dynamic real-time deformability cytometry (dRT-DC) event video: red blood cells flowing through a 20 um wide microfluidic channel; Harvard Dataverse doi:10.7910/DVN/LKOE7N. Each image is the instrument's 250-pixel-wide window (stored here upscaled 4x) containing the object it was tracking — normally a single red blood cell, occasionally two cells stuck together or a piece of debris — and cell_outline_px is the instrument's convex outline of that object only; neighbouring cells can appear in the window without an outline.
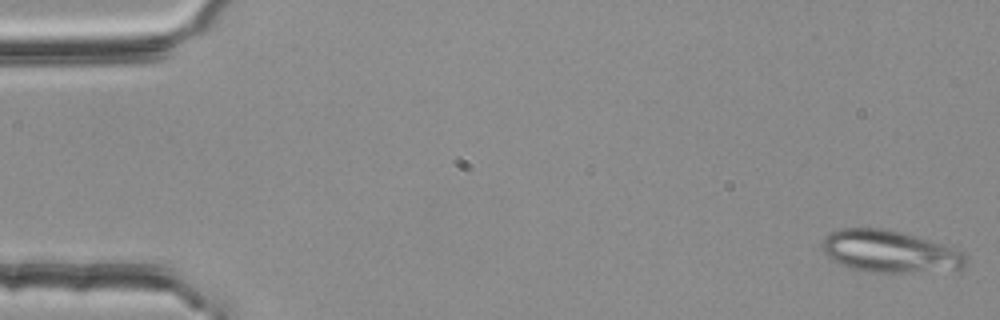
{"species": "common noctule bat (a hibernating species)", "species_latin": "Nyctalus noctula", "temperature_condition": "room temperature", "stored_images_in_passage": 52, "segment_of_instrument_passage": [1, 2], "camera_frame_rate_fps": 3000, "um_per_image_px": 0.085, "animal": {"sex": "female", "body_mass_g": 25.1}, "frame": {"image": 1, "passage_image": 1, "time_ms": 0.0, "image_size_px": [1000, 320], "cell_outline_px": [[968, 264], [964, 268], [900, 272], [868, 272], [852, 268], [840, 264], [832, 260], [824, 252], [824, 240], [832, 232], [840, 228], [884, 228], [900, 232], [964, 252], [968, 256]], "centroid_in_image_um": [75.62, 21.38], "position_along_channel_um": 9.4, "area_um2": 34.39}}